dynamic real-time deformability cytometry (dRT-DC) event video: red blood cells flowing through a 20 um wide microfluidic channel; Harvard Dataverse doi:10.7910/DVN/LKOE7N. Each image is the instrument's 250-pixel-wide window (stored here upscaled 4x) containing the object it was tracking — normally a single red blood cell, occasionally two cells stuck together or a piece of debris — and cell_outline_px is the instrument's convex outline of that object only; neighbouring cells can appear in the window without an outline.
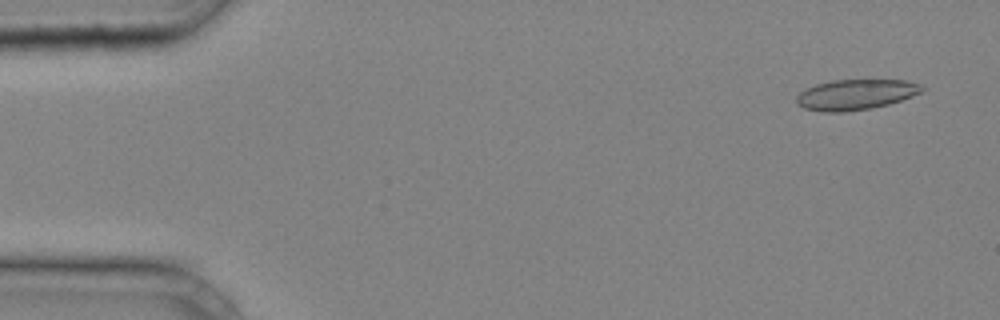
{"species": "common noctule bat (a hibernating species)", "species_latin": "Nyctalus noctula", "temperature_condition": "cold", "stored_images_in_passage": 38, "camera_frame_rate_fps": 3000, "um_per_image_px": 0.085, "animal": {"sex": "male", "body_mass_g": 20.4}, "frame": {"image": 1, "passage_image": 2, "time_ms": 0.333, "image_size_px": [1000, 320], "cell_outline_px": [[924, 88], [920, 92], [912, 96], [888, 104], [872, 108], [844, 112], [824, 112], [804, 108], [796, 104], [796, 96], [800, 92], [816, 84], [832, 80], [904, 80], [920, 84]], "centroid_in_image_um": [72.7, 8.04], "position_along_channel_um": 12.3, "area_um2": 22.14}}
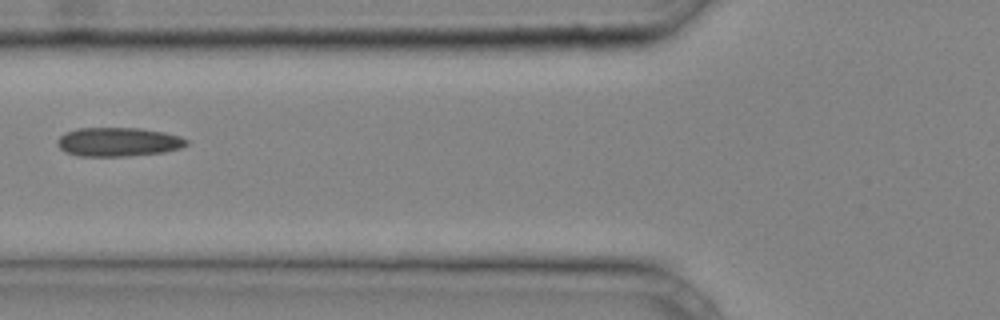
{"frame": {"image": 2, "passage_image": 16, "time_ms": 5.0, "image_size_px": [1000, 320], "cell_outline_px": [[188, 144], [180, 148], [164, 152], [128, 156], [80, 156], [64, 152], [56, 144], [56, 140], [64, 132], [80, 128], [140, 128], [164, 132], [180, 136], [188, 140]], "centroid_in_image_um": [10.03, 12.06], "position_along_channel_um": 115.8, "area_um2": 21.91}}
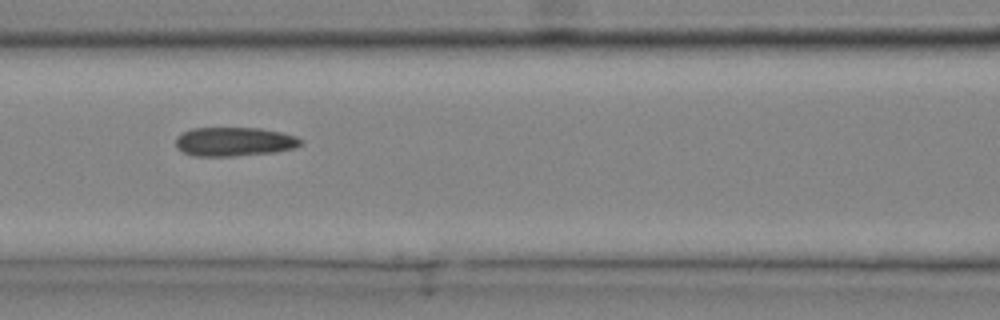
{"frame": {"image": 3, "passage_image": 18, "time_ms": 5.667, "image_size_px": [1000, 320], "cell_outline_px": [[304, 144], [296, 148], [272, 152], [232, 156], [192, 156], [184, 152], [176, 144], [176, 136], [192, 128], [260, 128], [280, 132], [296, 136], [304, 140]], "centroid_in_image_um": [19.96, 12.04], "position_along_channel_um": 146.6, "area_um2": 21.1}}